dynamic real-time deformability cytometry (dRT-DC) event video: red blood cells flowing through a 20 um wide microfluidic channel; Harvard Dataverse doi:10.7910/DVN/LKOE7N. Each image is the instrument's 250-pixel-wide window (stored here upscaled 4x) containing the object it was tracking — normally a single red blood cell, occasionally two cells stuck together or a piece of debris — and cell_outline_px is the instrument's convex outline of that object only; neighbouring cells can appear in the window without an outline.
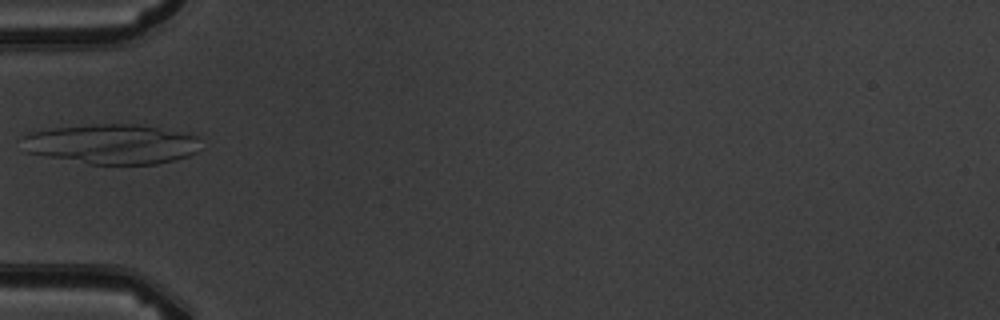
{"species": "common noctule bat (a hibernating species)", "species_latin": "Nyctalus noctula", "temperature_condition": "warm", "stored_images_in_passage": 5, "camera_frame_rate_fps": 3000, "um_per_image_px": 0.085, "animal": {"sex": "male", "body_mass_g": 19.5, "forearm_length_mm": 54.6}, "frame": {"image": 1, "passage_image": 5, "time_ms": 4.667, "image_size_px": [1000, 320], "cell_outline_px": [[196, 152], [188, 156], [176, 160], [156, 164], [88, 164], [24, 152], [24, 136], [32, 132], [52, 128], [92, 124], [136, 124], [196, 136]], "centroid_in_image_um": [9.43, 12.26], "position_along_channel_um": 75.6, "area_um2": 40.92}}